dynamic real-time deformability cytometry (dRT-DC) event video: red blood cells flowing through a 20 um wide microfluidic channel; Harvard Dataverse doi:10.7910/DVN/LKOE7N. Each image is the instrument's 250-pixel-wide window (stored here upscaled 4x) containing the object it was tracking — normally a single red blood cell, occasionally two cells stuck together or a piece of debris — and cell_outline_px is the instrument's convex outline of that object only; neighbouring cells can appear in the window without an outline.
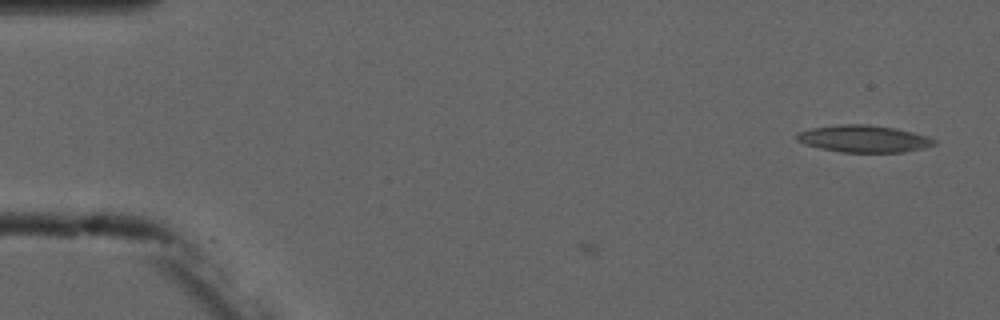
{"species": "common noctule bat (a hibernating species)", "species_latin": "Nyctalus noctula", "temperature_condition": "cold", "stored_images_in_passage": 3, "camera_frame_rate_fps": 3000, "um_per_image_px": 0.085, "animal": {"sex": "male", "forearm_length_mm": 52.5}, "frame": {"image": 1, "passage_image": 3, "time_ms": 2.333, "image_size_px": [1000, 320], "cell_outline_px": [[936, 144], [924, 148], [904, 152], [840, 152], [820, 148], [796, 140], [796, 132], [812, 128], [836, 124], [868, 124], [896, 128], [928, 136], [936, 140]], "centroid_in_image_um": [73.43, 11.79], "position_along_channel_um": 11.6, "area_um2": 21.73}}